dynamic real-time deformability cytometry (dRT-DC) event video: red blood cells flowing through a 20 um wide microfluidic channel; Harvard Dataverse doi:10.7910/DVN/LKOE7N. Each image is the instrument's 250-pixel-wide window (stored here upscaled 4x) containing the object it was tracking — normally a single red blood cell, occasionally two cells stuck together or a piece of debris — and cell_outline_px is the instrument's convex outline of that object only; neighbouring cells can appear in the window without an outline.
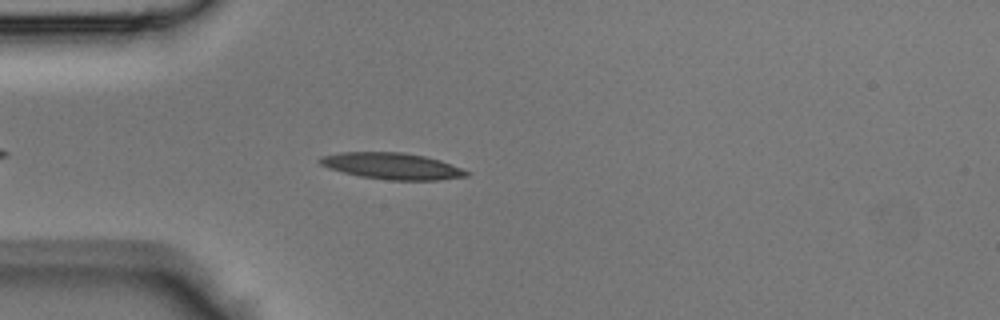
{"species": "Egyptian fruit bat (a non-hibernating species)", "species_latin": "Rousettus aegyptiacus", "temperature_condition": "room temperature", "stored_images_in_passage": 34, "camera_frame_rate_fps": 3000, "um_per_image_px": 0.085, "animal": {"sex": "male"}, "frame": {"image": 1, "passage_image": 5, "time_ms": 1.333, "image_size_px": [1000, 320], "cell_outline_px": [[472, 172], [468, 176], [436, 180], [392, 180], [360, 176], [328, 168], [320, 164], [316, 160], [320, 156], [340, 152], [404, 152], [424, 156], [440, 160]], "centroid_in_image_um": [33.31, 14.1], "position_along_channel_um": 51.7, "area_um2": 22.6}}
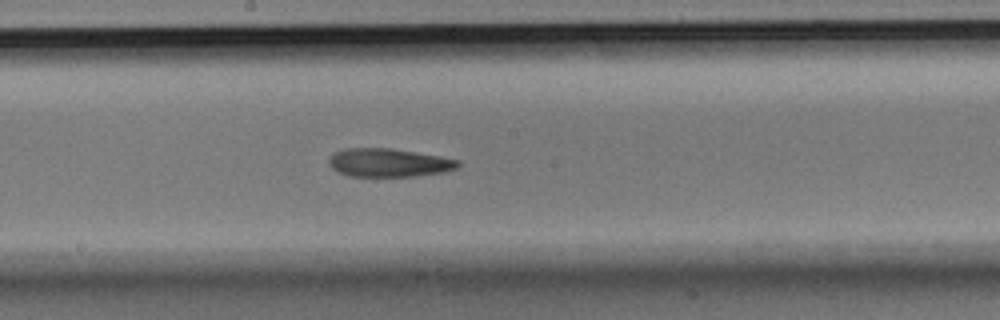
{"frame": {"image": 2, "passage_image": 16, "time_ms": 5.0, "image_size_px": [1000, 320], "cell_outline_px": [[460, 164], [456, 168], [444, 172], [412, 176], [348, 176], [332, 168], [328, 164], [328, 160], [332, 152], [344, 148], [392, 148], [440, 156], [460, 160]], "centroid_in_image_um": [33.01, 13.81], "position_along_channel_um": 215.2, "area_um2": 21.44}}
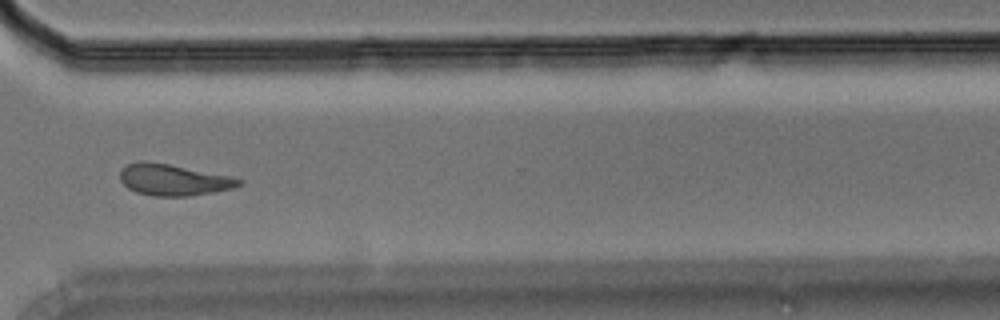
{"frame": {"image": 3, "passage_image": 25, "time_ms": 8.0, "image_size_px": [1000, 320], "cell_outline_px": [[244, 180], [240, 184], [232, 188], [188, 196], [156, 196], [136, 192], [128, 188], [120, 180], [120, 168], [128, 164], [140, 160], [148, 160], [232, 176]], "centroid_in_image_um": [14.7, 15.26], "position_along_channel_um": 355.9, "area_um2": 21.73}}